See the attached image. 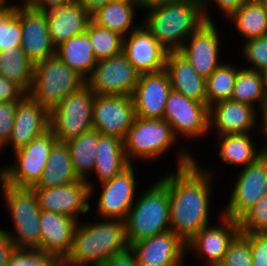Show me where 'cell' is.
Segmentation results:
<instances>
[{
  "label": "cell",
  "instance_id": "1",
  "mask_svg": "<svg viewBox=\"0 0 267 266\" xmlns=\"http://www.w3.org/2000/svg\"><path fill=\"white\" fill-rule=\"evenodd\" d=\"M197 159L189 166L160 175L158 180L168 189L170 230L185 243L212 224L210 211L216 181L213 169ZM216 170V171H215Z\"/></svg>",
  "mask_w": 267,
  "mask_h": 266
},
{
  "label": "cell",
  "instance_id": "2",
  "mask_svg": "<svg viewBox=\"0 0 267 266\" xmlns=\"http://www.w3.org/2000/svg\"><path fill=\"white\" fill-rule=\"evenodd\" d=\"M129 247L125 221L87 218L76 227L70 250L62 261L72 266H99Z\"/></svg>",
  "mask_w": 267,
  "mask_h": 266
},
{
  "label": "cell",
  "instance_id": "3",
  "mask_svg": "<svg viewBox=\"0 0 267 266\" xmlns=\"http://www.w3.org/2000/svg\"><path fill=\"white\" fill-rule=\"evenodd\" d=\"M178 142L172 127L165 119L136 117L124 140V149L128 161L135 164L134 160L152 162L162 159L166 152L169 153L170 148L175 147L178 150H173L174 156H177L175 169H180L194 163L197 155L194 156L190 147H186L185 143L176 147L175 143Z\"/></svg>",
  "mask_w": 267,
  "mask_h": 266
},
{
  "label": "cell",
  "instance_id": "4",
  "mask_svg": "<svg viewBox=\"0 0 267 266\" xmlns=\"http://www.w3.org/2000/svg\"><path fill=\"white\" fill-rule=\"evenodd\" d=\"M142 24L169 52L178 51L204 22L200 1L143 6Z\"/></svg>",
  "mask_w": 267,
  "mask_h": 266
},
{
  "label": "cell",
  "instance_id": "5",
  "mask_svg": "<svg viewBox=\"0 0 267 266\" xmlns=\"http://www.w3.org/2000/svg\"><path fill=\"white\" fill-rule=\"evenodd\" d=\"M140 194L125 220L129 246L170 230L168 189L155 180Z\"/></svg>",
  "mask_w": 267,
  "mask_h": 266
},
{
  "label": "cell",
  "instance_id": "6",
  "mask_svg": "<svg viewBox=\"0 0 267 266\" xmlns=\"http://www.w3.org/2000/svg\"><path fill=\"white\" fill-rule=\"evenodd\" d=\"M3 201L10 212L13 230H4L16 248L38 249L40 251V213L36 193L32 188H19L6 184L0 178ZM11 232V233H10Z\"/></svg>",
  "mask_w": 267,
  "mask_h": 266
},
{
  "label": "cell",
  "instance_id": "7",
  "mask_svg": "<svg viewBox=\"0 0 267 266\" xmlns=\"http://www.w3.org/2000/svg\"><path fill=\"white\" fill-rule=\"evenodd\" d=\"M85 85L86 80L55 54L34 64L27 95L50 112L68 95Z\"/></svg>",
  "mask_w": 267,
  "mask_h": 266
},
{
  "label": "cell",
  "instance_id": "8",
  "mask_svg": "<svg viewBox=\"0 0 267 266\" xmlns=\"http://www.w3.org/2000/svg\"><path fill=\"white\" fill-rule=\"evenodd\" d=\"M57 142L49 129L13 152L12 164L0 166V178L11 186L32 188L42 177L50 152Z\"/></svg>",
  "mask_w": 267,
  "mask_h": 266
},
{
  "label": "cell",
  "instance_id": "9",
  "mask_svg": "<svg viewBox=\"0 0 267 266\" xmlns=\"http://www.w3.org/2000/svg\"><path fill=\"white\" fill-rule=\"evenodd\" d=\"M94 98L95 94L85 85L49 112L50 130L58 142H67L93 129Z\"/></svg>",
  "mask_w": 267,
  "mask_h": 266
},
{
  "label": "cell",
  "instance_id": "10",
  "mask_svg": "<svg viewBox=\"0 0 267 266\" xmlns=\"http://www.w3.org/2000/svg\"><path fill=\"white\" fill-rule=\"evenodd\" d=\"M231 184V192L221 215L238 221L267 192V155L241 168Z\"/></svg>",
  "mask_w": 267,
  "mask_h": 266
},
{
  "label": "cell",
  "instance_id": "11",
  "mask_svg": "<svg viewBox=\"0 0 267 266\" xmlns=\"http://www.w3.org/2000/svg\"><path fill=\"white\" fill-rule=\"evenodd\" d=\"M163 119L178 139L200 140L209 135V107L171 90L165 104ZM181 136V137H180ZM199 138V139H198Z\"/></svg>",
  "mask_w": 267,
  "mask_h": 266
},
{
  "label": "cell",
  "instance_id": "12",
  "mask_svg": "<svg viewBox=\"0 0 267 266\" xmlns=\"http://www.w3.org/2000/svg\"><path fill=\"white\" fill-rule=\"evenodd\" d=\"M131 164L110 181L99 184L95 215L100 219L126 220L127 214L138 196V173ZM136 172V173H135ZM137 174V175H136ZM137 189V190H136Z\"/></svg>",
  "mask_w": 267,
  "mask_h": 266
},
{
  "label": "cell",
  "instance_id": "13",
  "mask_svg": "<svg viewBox=\"0 0 267 266\" xmlns=\"http://www.w3.org/2000/svg\"><path fill=\"white\" fill-rule=\"evenodd\" d=\"M140 73L127 60L119 55L99 60L86 85L95 95H132Z\"/></svg>",
  "mask_w": 267,
  "mask_h": 266
},
{
  "label": "cell",
  "instance_id": "14",
  "mask_svg": "<svg viewBox=\"0 0 267 266\" xmlns=\"http://www.w3.org/2000/svg\"><path fill=\"white\" fill-rule=\"evenodd\" d=\"M218 29L220 28L215 22H204L178 50L205 79L224 62L220 56V47L223 44L220 39L222 31L219 32Z\"/></svg>",
  "mask_w": 267,
  "mask_h": 266
},
{
  "label": "cell",
  "instance_id": "15",
  "mask_svg": "<svg viewBox=\"0 0 267 266\" xmlns=\"http://www.w3.org/2000/svg\"><path fill=\"white\" fill-rule=\"evenodd\" d=\"M136 118L130 95H95L93 101V129L103 135L125 140Z\"/></svg>",
  "mask_w": 267,
  "mask_h": 266
},
{
  "label": "cell",
  "instance_id": "16",
  "mask_svg": "<svg viewBox=\"0 0 267 266\" xmlns=\"http://www.w3.org/2000/svg\"><path fill=\"white\" fill-rule=\"evenodd\" d=\"M218 217L217 224L204 227L186 243L187 254L201 259L204 266L221 263L229 244L240 233L238 221L221 215V211Z\"/></svg>",
  "mask_w": 267,
  "mask_h": 266
},
{
  "label": "cell",
  "instance_id": "17",
  "mask_svg": "<svg viewBox=\"0 0 267 266\" xmlns=\"http://www.w3.org/2000/svg\"><path fill=\"white\" fill-rule=\"evenodd\" d=\"M41 210L64 214L79 222L90 213L91 189L86 180L53 188L32 187Z\"/></svg>",
  "mask_w": 267,
  "mask_h": 266
},
{
  "label": "cell",
  "instance_id": "18",
  "mask_svg": "<svg viewBox=\"0 0 267 266\" xmlns=\"http://www.w3.org/2000/svg\"><path fill=\"white\" fill-rule=\"evenodd\" d=\"M129 249L139 266H185L187 263L186 243L172 230L139 240Z\"/></svg>",
  "mask_w": 267,
  "mask_h": 266
},
{
  "label": "cell",
  "instance_id": "19",
  "mask_svg": "<svg viewBox=\"0 0 267 266\" xmlns=\"http://www.w3.org/2000/svg\"><path fill=\"white\" fill-rule=\"evenodd\" d=\"M258 119L260 112L252 105L231 99L220 101L209 107V133L214 131L216 136L253 133L254 130L258 133Z\"/></svg>",
  "mask_w": 267,
  "mask_h": 266
},
{
  "label": "cell",
  "instance_id": "20",
  "mask_svg": "<svg viewBox=\"0 0 267 266\" xmlns=\"http://www.w3.org/2000/svg\"><path fill=\"white\" fill-rule=\"evenodd\" d=\"M168 52L143 24L123 39L122 53L140 74L164 70Z\"/></svg>",
  "mask_w": 267,
  "mask_h": 266
},
{
  "label": "cell",
  "instance_id": "21",
  "mask_svg": "<svg viewBox=\"0 0 267 266\" xmlns=\"http://www.w3.org/2000/svg\"><path fill=\"white\" fill-rule=\"evenodd\" d=\"M172 87L165 70L140 74L133 99L136 117L163 119L165 104Z\"/></svg>",
  "mask_w": 267,
  "mask_h": 266
},
{
  "label": "cell",
  "instance_id": "22",
  "mask_svg": "<svg viewBox=\"0 0 267 266\" xmlns=\"http://www.w3.org/2000/svg\"><path fill=\"white\" fill-rule=\"evenodd\" d=\"M49 111L27 94L17 102L10 139L0 150L12 148V153L50 129ZM11 144V145H10Z\"/></svg>",
  "mask_w": 267,
  "mask_h": 266
},
{
  "label": "cell",
  "instance_id": "23",
  "mask_svg": "<svg viewBox=\"0 0 267 266\" xmlns=\"http://www.w3.org/2000/svg\"><path fill=\"white\" fill-rule=\"evenodd\" d=\"M20 26L22 42L20 48L33 64L55 55L46 12L32 9L20 3Z\"/></svg>",
  "mask_w": 267,
  "mask_h": 266
},
{
  "label": "cell",
  "instance_id": "24",
  "mask_svg": "<svg viewBox=\"0 0 267 266\" xmlns=\"http://www.w3.org/2000/svg\"><path fill=\"white\" fill-rule=\"evenodd\" d=\"M130 165L131 163L126 157L124 141L115 136L100 134L96 148L95 165L92 172L96 176V179L92 180L93 177H89L86 180L91 189V200L95 196L96 187H98L95 186L98 185L96 183L99 182L101 184L110 181Z\"/></svg>",
  "mask_w": 267,
  "mask_h": 266
},
{
  "label": "cell",
  "instance_id": "25",
  "mask_svg": "<svg viewBox=\"0 0 267 266\" xmlns=\"http://www.w3.org/2000/svg\"><path fill=\"white\" fill-rule=\"evenodd\" d=\"M79 221L64 214L41 210L40 251L53 254L61 260L69 252Z\"/></svg>",
  "mask_w": 267,
  "mask_h": 266
},
{
  "label": "cell",
  "instance_id": "26",
  "mask_svg": "<svg viewBox=\"0 0 267 266\" xmlns=\"http://www.w3.org/2000/svg\"><path fill=\"white\" fill-rule=\"evenodd\" d=\"M50 40L56 48L70 37L86 32L91 15L75 0L46 12Z\"/></svg>",
  "mask_w": 267,
  "mask_h": 266
},
{
  "label": "cell",
  "instance_id": "27",
  "mask_svg": "<svg viewBox=\"0 0 267 266\" xmlns=\"http://www.w3.org/2000/svg\"><path fill=\"white\" fill-rule=\"evenodd\" d=\"M164 70L168 74L172 90L207 104L206 79L178 51L168 52Z\"/></svg>",
  "mask_w": 267,
  "mask_h": 266
},
{
  "label": "cell",
  "instance_id": "28",
  "mask_svg": "<svg viewBox=\"0 0 267 266\" xmlns=\"http://www.w3.org/2000/svg\"><path fill=\"white\" fill-rule=\"evenodd\" d=\"M138 10L140 13L143 10L142 1H110L93 13L91 20L96 25L125 37L142 24V21L138 23L135 14Z\"/></svg>",
  "mask_w": 267,
  "mask_h": 266
},
{
  "label": "cell",
  "instance_id": "29",
  "mask_svg": "<svg viewBox=\"0 0 267 266\" xmlns=\"http://www.w3.org/2000/svg\"><path fill=\"white\" fill-rule=\"evenodd\" d=\"M254 134L253 132L215 136L219 146L217 156L225 164L236 168H244L252 164L264 154V147L256 145L258 140L256 141V134Z\"/></svg>",
  "mask_w": 267,
  "mask_h": 266
},
{
  "label": "cell",
  "instance_id": "30",
  "mask_svg": "<svg viewBox=\"0 0 267 266\" xmlns=\"http://www.w3.org/2000/svg\"><path fill=\"white\" fill-rule=\"evenodd\" d=\"M55 54L73 71L87 80L98 62L86 33L70 37L55 48Z\"/></svg>",
  "mask_w": 267,
  "mask_h": 266
},
{
  "label": "cell",
  "instance_id": "31",
  "mask_svg": "<svg viewBox=\"0 0 267 266\" xmlns=\"http://www.w3.org/2000/svg\"><path fill=\"white\" fill-rule=\"evenodd\" d=\"M78 180L72 167L67 143L57 141L50 152L41 179L34 187L53 188Z\"/></svg>",
  "mask_w": 267,
  "mask_h": 266
},
{
  "label": "cell",
  "instance_id": "32",
  "mask_svg": "<svg viewBox=\"0 0 267 266\" xmlns=\"http://www.w3.org/2000/svg\"><path fill=\"white\" fill-rule=\"evenodd\" d=\"M227 20L234 25L241 41L267 35V10L260 0H248Z\"/></svg>",
  "mask_w": 267,
  "mask_h": 266
},
{
  "label": "cell",
  "instance_id": "33",
  "mask_svg": "<svg viewBox=\"0 0 267 266\" xmlns=\"http://www.w3.org/2000/svg\"><path fill=\"white\" fill-rule=\"evenodd\" d=\"M101 133L95 129L84 132L77 138L67 141L72 167L79 179L87 180L93 172L96 148Z\"/></svg>",
  "mask_w": 267,
  "mask_h": 266
},
{
  "label": "cell",
  "instance_id": "34",
  "mask_svg": "<svg viewBox=\"0 0 267 266\" xmlns=\"http://www.w3.org/2000/svg\"><path fill=\"white\" fill-rule=\"evenodd\" d=\"M231 100L252 105L261 112L267 102L263 73L241 66L236 75Z\"/></svg>",
  "mask_w": 267,
  "mask_h": 266
},
{
  "label": "cell",
  "instance_id": "35",
  "mask_svg": "<svg viewBox=\"0 0 267 266\" xmlns=\"http://www.w3.org/2000/svg\"><path fill=\"white\" fill-rule=\"evenodd\" d=\"M33 71L34 64L20 47L0 52V74L18 84L26 93L31 86Z\"/></svg>",
  "mask_w": 267,
  "mask_h": 266
},
{
  "label": "cell",
  "instance_id": "36",
  "mask_svg": "<svg viewBox=\"0 0 267 266\" xmlns=\"http://www.w3.org/2000/svg\"><path fill=\"white\" fill-rule=\"evenodd\" d=\"M236 63L225 61L206 79L207 105L230 100L238 69Z\"/></svg>",
  "mask_w": 267,
  "mask_h": 266
},
{
  "label": "cell",
  "instance_id": "37",
  "mask_svg": "<svg viewBox=\"0 0 267 266\" xmlns=\"http://www.w3.org/2000/svg\"><path fill=\"white\" fill-rule=\"evenodd\" d=\"M21 42L20 2L0 3V52L18 49Z\"/></svg>",
  "mask_w": 267,
  "mask_h": 266
},
{
  "label": "cell",
  "instance_id": "38",
  "mask_svg": "<svg viewBox=\"0 0 267 266\" xmlns=\"http://www.w3.org/2000/svg\"><path fill=\"white\" fill-rule=\"evenodd\" d=\"M85 33L89 36L92 51L97 61L123 52L124 37L119 33L98 26L92 20Z\"/></svg>",
  "mask_w": 267,
  "mask_h": 266
},
{
  "label": "cell",
  "instance_id": "39",
  "mask_svg": "<svg viewBox=\"0 0 267 266\" xmlns=\"http://www.w3.org/2000/svg\"><path fill=\"white\" fill-rule=\"evenodd\" d=\"M242 67L264 73L267 71V35L253 38L241 44ZM248 65V66H246Z\"/></svg>",
  "mask_w": 267,
  "mask_h": 266
},
{
  "label": "cell",
  "instance_id": "40",
  "mask_svg": "<svg viewBox=\"0 0 267 266\" xmlns=\"http://www.w3.org/2000/svg\"><path fill=\"white\" fill-rule=\"evenodd\" d=\"M238 223L240 233H267V192Z\"/></svg>",
  "mask_w": 267,
  "mask_h": 266
},
{
  "label": "cell",
  "instance_id": "41",
  "mask_svg": "<svg viewBox=\"0 0 267 266\" xmlns=\"http://www.w3.org/2000/svg\"><path fill=\"white\" fill-rule=\"evenodd\" d=\"M60 261L57 256L38 249L15 248L8 266H57Z\"/></svg>",
  "mask_w": 267,
  "mask_h": 266
},
{
  "label": "cell",
  "instance_id": "42",
  "mask_svg": "<svg viewBox=\"0 0 267 266\" xmlns=\"http://www.w3.org/2000/svg\"><path fill=\"white\" fill-rule=\"evenodd\" d=\"M224 266H253L249 238L239 233L229 244L224 259Z\"/></svg>",
  "mask_w": 267,
  "mask_h": 266
},
{
  "label": "cell",
  "instance_id": "43",
  "mask_svg": "<svg viewBox=\"0 0 267 266\" xmlns=\"http://www.w3.org/2000/svg\"><path fill=\"white\" fill-rule=\"evenodd\" d=\"M247 1L248 0H200V3L205 22H214L212 20L213 16H211L212 14H210V10H208L210 6H213V3L215 5L214 7L218 9L217 11L221 13V17L223 16L227 20Z\"/></svg>",
  "mask_w": 267,
  "mask_h": 266
},
{
  "label": "cell",
  "instance_id": "44",
  "mask_svg": "<svg viewBox=\"0 0 267 266\" xmlns=\"http://www.w3.org/2000/svg\"><path fill=\"white\" fill-rule=\"evenodd\" d=\"M17 102L8 101L0 103V150L10 139Z\"/></svg>",
  "mask_w": 267,
  "mask_h": 266
},
{
  "label": "cell",
  "instance_id": "45",
  "mask_svg": "<svg viewBox=\"0 0 267 266\" xmlns=\"http://www.w3.org/2000/svg\"><path fill=\"white\" fill-rule=\"evenodd\" d=\"M249 238L253 266H267V233H242Z\"/></svg>",
  "mask_w": 267,
  "mask_h": 266
},
{
  "label": "cell",
  "instance_id": "46",
  "mask_svg": "<svg viewBox=\"0 0 267 266\" xmlns=\"http://www.w3.org/2000/svg\"><path fill=\"white\" fill-rule=\"evenodd\" d=\"M26 94L27 93L18 84L0 74V103L19 101Z\"/></svg>",
  "mask_w": 267,
  "mask_h": 266
},
{
  "label": "cell",
  "instance_id": "47",
  "mask_svg": "<svg viewBox=\"0 0 267 266\" xmlns=\"http://www.w3.org/2000/svg\"><path fill=\"white\" fill-rule=\"evenodd\" d=\"M99 266H139L130 249L122 253L115 254L105 260Z\"/></svg>",
  "mask_w": 267,
  "mask_h": 266
},
{
  "label": "cell",
  "instance_id": "48",
  "mask_svg": "<svg viewBox=\"0 0 267 266\" xmlns=\"http://www.w3.org/2000/svg\"><path fill=\"white\" fill-rule=\"evenodd\" d=\"M15 244L9 235L0 228V266H8L11 253L15 249Z\"/></svg>",
  "mask_w": 267,
  "mask_h": 266
},
{
  "label": "cell",
  "instance_id": "49",
  "mask_svg": "<svg viewBox=\"0 0 267 266\" xmlns=\"http://www.w3.org/2000/svg\"><path fill=\"white\" fill-rule=\"evenodd\" d=\"M72 1L73 0H22V3L32 9L47 12Z\"/></svg>",
  "mask_w": 267,
  "mask_h": 266
},
{
  "label": "cell",
  "instance_id": "50",
  "mask_svg": "<svg viewBox=\"0 0 267 266\" xmlns=\"http://www.w3.org/2000/svg\"><path fill=\"white\" fill-rule=\"evenodd\" d=\"M75 1L79 3L81 6H83L90 15H92L98 9L102 8L111 0H75Z\"/></svg>",
  "mask_w": 267,
  "mask_h": 266
},
{
  "label": "cell",
  "instance_id": "51",
  "mask_svg": "<svg viewBox=\"0 0 267 266\" xmlns=\"http://www.w3.org/2000/svg\"><path fill=\"white\" fill-rule=\"evenodd\" d=\"M260 132L258 135H261L260 137H262V141L261 142H264V145L263 143L260 144L261 146L265 147L267 145V102L266 104L264 105L263 109L261 110L260 112ZM264 139V140H263Z\"/></svg>",
  "mask_w": 267,
  "mask_h": 266
},
{
  "label": "cell",
  "instance_id": "52",
  "mask_svg": "<svg viewBox=\"0 0 267 266\" xmlns=\"http://www.w3.org/2000/svg\"><path fill=\"white\" fill-rule=\"evenodd\" d=\"M187 1H200V0H142L143 6H158L166 4H174Z\"/></svg>",
  "mask_w": 267,
  "mask_h": 266
},
{
  "label": "cell",
  "instance_id": "53",
  "mask_svg": "<svg viewBox=\"0 0 267 266\" xmlns=\"http://www.w3.org/2000/svg\"><path fill=\"white\" fill-rule=\"evenodd\" d=\"M263 75H264L265 95H266V99H267V71H265L263 73Z\"/></svg>",
  "mask_w": 267,
  "mask_h": 266
},
{
  "label": "cell",
  "instance_id": "54",
  "mask_svg": "<svg viewBox=\"0 0 267 266\" xmlns=\"http://www.w3.org/2000/svg\"><path fill=\"white\" fill-rule=\"evenodd\" d=\"M19 2H22V0H18ZM18 1H16V0H14L13 2H12V0H0V3H15V2H18Z\"/></svg>",
  "mask_w": 267,
  "mask_h": 266
},
{
  "label": "cell",
  "instance_id": "55",
  "mask_svg": "<svg viewBox=\"0 0 267 266\" xmlns=\"http://www.w3.org/2000/svg\"><path fill=\"white\" fill-rule=\"evenodd\" d=\"M57 266H72V265H68V264L64 263V262L61 260Z\"/></svg>",
  "mask_w": 267,
  "mask_h": 266
},
{
  "label": "cell",
  "instance_id": "56",
  "mask_svg": "<svg viewBox=\"0 0 267 266\" xmlns=\"http://www.w3.org/2000/svg\"><path fill=\"white\" fill-rule=\"evenodd\" d=\"M206 266H224L222 263H217V264H209V265H206Z\"/></svg>",
  "mask_w": 267,
  "mask_h": 266
},
{
  "label": "cell",
  "instance_id": "57",
  "mask_svg": "<svg viewBox=\"0 0 267 266\" xmlns=\"http://www.w3.org/2000/svg\"><path fill=\"white\" fill-rule=\"evenodd\" d=\"M260 1L264 4L265 9L267 10V0H260Z\"/></svg>",
  "mask_w": 267,
  "mask_h": 266
},
{
  "label": "cell",
  "instance_id": "58",
  "mask_svg": "<svg viewBox=\"0 0 267 266\" xmlns=\"http://www.w3.org/2000/svg\"><path fill=\"white\" fill-rule=\"evenodd\" d=\"M111 1H142V0H111Z\"/></svg>",
  "mask_w": 267,
  "mask_h": 266
},
{
  "label": "cell",
  "instance_id": "59",
  "mask_svg": "<svg viewBox=\"0 0 267 266\" xmlns=\"http://www.w3.org/2000/svg\"><path fill=\"white\" fill-rule=\"evenodd\" d=\"M264 153L267 155V145L264 147Z\"/></svg>",
  "mask_w": 267,
  "mask_h": 266
}]
</instances>
